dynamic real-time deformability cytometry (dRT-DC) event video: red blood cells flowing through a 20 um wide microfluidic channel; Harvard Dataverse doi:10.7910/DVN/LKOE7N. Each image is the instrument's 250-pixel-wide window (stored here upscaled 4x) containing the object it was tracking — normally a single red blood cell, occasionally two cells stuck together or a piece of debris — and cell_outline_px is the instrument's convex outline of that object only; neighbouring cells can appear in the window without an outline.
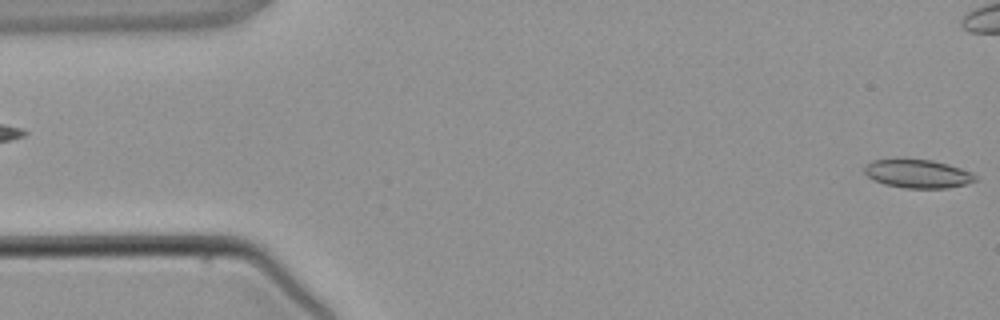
{"species": "common noctule bat (a hibernating species)", "species_latin": "Nyctalus noctula", "temperature_condition": "warm", "stored_images_in_passage": 3, "segment_of_instrument_passage": [2, 2], "camera_frame_rate_fps": 3000, "um_per_image_px": 0.085, "animal": {"sex": "male", "body_mass_g": 21.5, "forearm_length_mm": 52.0}, "frame": {"image": 1, "passage_image": 3, "time_ms": 2.667, "image_size_px": [1000, 320], "cell_outline_px": [[976, 180], [964, 184], [948, 188], [904, 188], [884, 184], [868, 176], [864, 172], [864, 164], [872, 160], [896, 156], [932, 160], [948, 164], [972, 172], [976, 176]], "centroid_in_image_um": [77.93, 14.72], "position_along_channel_um": 7.1, "area_um2": 19.02}}